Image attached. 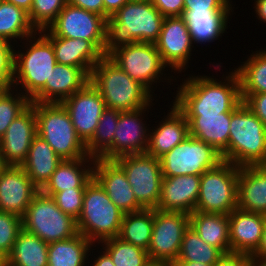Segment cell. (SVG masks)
I'll return each mask as SVG.
<instances>
[{
	"instance_id": "32",
	"label": "cell",
	"mask_w": 266,
	"mask_h": 266,
	"mask_svg": "<svg viewBox=\"0 0 266 266\" xmlns=\"http://www.w3.org/2000/svg\"><path fill=\"white\" fill-rule=\"evenodd\" d=\"M96 244L78 233L70 239L48 244V266H85ZM90 254L88 255V253Z\"/></svg>"
},
{
	"instance_id": "31",
	"label": "cell",
	"mask_w": 266,
	"mask_h": 266,
	"mask_svg": "<svg viewBox=\"0 0 266 266\" xmlns=\"http://www.w3.org/2000/svg\"><path fill=\"white\" fill-rule=\"evenodd\" d=\"M190 226L201 239L223 254L231 252L228 215L194 211L190 214Z\"/></svg>"
},
{
	"instance_id": "2",
	"label": "cell",
	"mask_w": 266,
	"mask_h": 266,
	"mask_svg": "<svg viewBox=\"0 0 266 266\" xmlns=\"http://www.w3.org/2000/svg\"><path fill=\"white\" fill-rule=\"evenodd\" d=\"M164 18L151 0H129L106 19L104 55L137 42L155 44Z\"/></svg>"
},
{
	"instance_id": "13",
	"label": "cell",
	"mask_w": 266,
	"mask_h": 266,
	"mask_svg": "<svg viewBox=\"0 0 266 266\" xmlns=\"http://www.w3.org/2000/svg\"><path fill=\"white\" fill-rule=\"evenodd\" d=\"M190 214L153 209V230L148 255L152 263H171L179 256Z\"/></svg>"
},
{
	"instance_id": "40",
	"label": "cell",
	"mask_w": 266,
	"mask_h": 266,
	"mask_svg": "<svg viewBox=\"0 0 266 266\" xmlns=\"http://www.w3.org/2000/svg\"><path fill=\"white\" fill-rule=\"evenodd\" d=\"M30 104L31 101L17 89L0 90V139L12 121Z\"/></svg>"
},
{
	"instance_id": "10",
	"label": "cell",
	"mask_w": 266,
	"mask_h": 266,
	"mask_svg": "<svg viewBox=\"0 0 266 266\" xmlns=\"http://www.w3.org/2000/svg\"><path fill=\"white\" fill-rule=\"evenodd\" d=\"M109 57L133 80L140 82L152 94L155 91L153 89H156L153 88L155 87L154 83L168 82L171 85V81L176 80L172 74L169 76V72L165 73L167 66L163 63L160 53L153 43L137 42L122 46L114 50Z\"/></svg>"
},
{
	"instance_id": "1",
	"label": "cell",
	"mask_w": 266,
	"mask_h": 266,
	"mask_svg": "<svg viewBox=\"0 0 266 266\" xmlns=\"http://www.w3.org/2000/svg\"><path fill=\"white\" fill-rule=\"evenodd\" d=\"M224 75L220 77L222 80L213 78L210 74L187 76L176 87L178 90L173 104L183 115H218L232 112L243 102L240 80L235 70Z\"/></svg>"
},
{
	"instance_id": "26",
	"label": "cell",
	"mask_w": 266,
	"mask_h": 266,
	"mask_svg": "<svg viewBox=\"0 0 266 266\" xmlns=\"http://www.w3.org/2000/svg\"><path fill=\"white\" fill-rule=\"evenodd\" d=\"M191 137L202 140L221 153L223 161L228 162V142L231 112L218 115H184Z\"/></svg>"
},
{
	"instance_id": "55",
	"label": "cell",
	"mask_w": 266,
	"mask_h": 266,
	"mask_svg": "<svg viewBox=\"0 0 266 266\" xmlns=\"http://www.w3.org/2000/svg\"><path fill=\"white\" fill-rule=\"evenodd\" d=\"M170 266H213V265H207V264H202V263H197V262H188V261H183L180 259H176L170 263Z\"/></svg>"
},
{
	"instance_id": "8",
	"label": "cell",
	"mask_w": 266,
	"mask_h": 266,
	"mask_svg": "<svg viewBox=\"0 0 266 266\" xmlns=\"http://www.w3.org/2000/svg\"><path fill=\"white\" fill-rule=\"evenodd\" d=\"M22 228L46 243L63 241L78 234L76 220L64 213L55 200L39 191L22 217Z\"/></svg>"
},
{
	"instance_id": "20",
	"label": "cell",
	"mask_w": 266,
	"mask_h": 266,
	"mask_svg": "<svg viewBox=\"0 0 266 266\" xmlns=\"http://www.w3.org/2000/svg\"><path fill=\"white\" fill-rule=\"evenodd\" d=\"M39 191L22 167L8 166L0 174V211L22 218Z\"/></svg>"
},
{
	"instance_id": "27",
	"label": "cell",
	"mask_w": 266,
	"mask_h": 266,
	"mask_svg": "<svg viewBox=\"0 0 266 266\" xmlns=\"http://www.w3.org/2000/svg\"><path fill=\"white\" fill-rule=\"evenodd\" d=\"M237 207L266 215V165L239 167Z\"/></svg>"
},
{
	"instance_id": "24",
	"label": "cell",
	"mask_w": 266,
	"mask_h": 266,
	"mask_svg": "<svg viewBox=\"0 0 266 266\" xmlns=\"http://www.w3.org/2000/svg\"><path fill=\"white\" fill-rule=\"evenodd\" d=\"M90 81V76L82 69L56 63L45 87L31 100L38 103H61L82 89Z\"/></svg>"
},
{
	"instance_id": "57",
	"label": "cell",
	"mask_w": 266,
	"mask_h": 266,
	"mask_svg": "<svg viewBox=\"0 0 266 266\" xmlns=\"http://www.w3.org/2000/svg\"><path fill=\"white\" fill-rule=\"evenodd\" d=\"M8 167L0 151V174Z\"/></svg>"
},
{
	"instance_id": "48",
	"label": "cell",
	"mask_w": 266,
	"mask_h": 266,
	"mask_svg": "<svg viewBox=\"0 0 266 266\" xmlns=\"http://www.w3.org/2000/svg\"><path fill=\"white\" fill-rule=\"evenodd\" d=\"M251 260L249 254L229 252L224 253L213 266H251Z\"/></svg>"
},
{
	"instance_id": "49",
	"label": "cell",
	"mask_w": 266,
	"mask_h": 266,
	"mask_svg": "<svg viewBox=\"0 0 266 266\" xmlns=\"http://www.w3.org/2000/svg\"><path fill=\"white\" fill-rule=\"evenodd\" d=\"M67 3L104 17L103 0H67Z\"/></svg>"
},
{
	"instance_id": "14",
	"label": "cell",
	"mask_w": 266,
	"mask_h": 266,
	"mask_svg": "<svg viewBox=\"0 0 266 266\" xmlns=\"http://www.w3.org/2000/svg\"><path fill=\"white\" fill-rule=\"evenodd\" d=\"M47 29L54 36L88 40L104 55L106 19L99 14L67 3Z\"/></svg>"
},
{
	"instance_id": "15",
	"label": "cell",
	"mask_w": 266,
	"mask_h": 266,
	"mask_svg": "<svg viewBox=\"0 0 266 266\" xmlns=\"http://www.w3.org/2000/svg\"><path fill=\"white\" fill-rule=\"evenodd\" d=\"M151 106L120 112L113 144L99 158L115 160L123 155L145 153L148 146L150 125H146L147 121L145 122L144 117L146 116L148 119L146 111L149 113Z\"/></svg>"
},
{
	"instance_id": "39",
	"label": "cell",
	"mask_w": 266,
	"mask_h": 266,
	"mask_svg": "<svg viewBox=\"0 0 266 266\" xmlns=\"http://www.w3.org/2000/svg\"><path fill=\"white\" fill-rule=\"evenodd\" d=\"M120 111L105 108L93 137L85 144L89 156L99 158L112 144Z\"/></svg>"
},
{
	"instance_id": "17",
	"label": "cell",
	"mask_w": 266,
	"mask_h": 266,
	"mask_svg": "<svg viewBox=\"0 0 266 266\" xmlns=\"http://www.w3.org/2000/svg\"><path fill=\"white\" fill-rule=\"evenodd\" d=\"M61 103L68 111L78 137L86 144L93 137L106 108L101 94L89 81Z\"/></svg>"
},
{
	"instance_id": "12",
	"label": "cell",
	"mask_w": 266,
	"mask_h": 266,
	"mask_svg": "<svg viewBox=\"0 0 266 266\" xmlns=\"http://www.w3.org/2000/svg\"><path fill=\"white\" fill-rule=\"evenodd\" d=\"M222 161L221 153L214 147L191 136L160 158L163 177L201 176Z\"/></svg>"
},
{
	"instance_id": "4",
	"label": "cell",
	"mask_w": 266,
	"mask_h": 266,
	"mask_svg": "<svg viewBox=\"0 0 266 266\" xmlns=\"http://www.w3.org/2000/svg\"><path fill=\"white\" fill-rule=\"evenodd\" d=\"M22 44L26 50L14 47L12 87L31 101L45 87L57 62L52 42L41 31Z\"/></svg>"
},
{
	"instance_id": "19",
	"label": "cell",
	"mask_w": 266,
	"mask_h": 266,
	"mask_svg": "<svg viewBox=\"0 0 266 266\" xmlns=\"http://www.w3.org/2000/svg\"><path fill=\"white\" fill-rule=\"evenodd\" d=\"M93 178L124 214L144 209L137 202L124 170L114 160L95 158Z\"/></svg>"
},
{
	"instance_id": "35",
	"label": "cell",
	"mask_w": 266,
	"mask_h": 266,
	"mask_svg": "<svg viewBox=\"0 0 266 266\" xmlns=\"http://www.w3.org/2000/svg\"><path fill=\"white\" fill-rule=\"evenodd\" d=\"M153 230V209L123 215L118 238L148 251Z\"/></svg>"
},
{
	"instance_id": "5",
	"label": "cell",
	"mask_w": 266,
	"mask_h": 266,
	"mask_svg": "<svg viewBox=\"0 0 266 266\" xmlns=\"http://www.w3.org/2000/svg\"><path fill=\"white\" fill-rule=\"evenodd\" d=\"M228 162L238 167L266 165V126L244 102L231 112Z\"/></svg>"
},
{
	"instance_id": "38",
	"label": "cell",
	"mask_w": 266,
	"mask_h": 266,
	"mask_svg": "<svg viewBox=\"0 0 266 266\" xmlns=\"http://www.w3.org/2000/svg\"><path fill=\"white\" fill-rule=\"evenodd\" d=\"M222 255L223 253L218 248L201 239L191 226L186 229L178 259L214 265Z\"/></svg>"
},
{
	"instance_id": "25",
	"label": "cell",
	"mask_w": 266,
	"mask_h": 266,
	"mask_svg": "<svg viewBox=\"0 0 266 266\" xmlns=\"http://www.w3.org/2000/svg\"><path fill=\"white\" fill-rule=\"evenodd\" d=\"M41 32L52 42L57 63L82 68L89 76L104 56L88 40L54 36L47 28Z\"/></svg>"
},
{
	"instance_id": "22",
	"label": "cell",
	"mask_w": 266,
	"mask_h": 266,
	"mask_svg": "<svg viewBox=\"0 0 266 266\" xmlns=\"http://www.w3.org/2000/svg\"><path fill=\"white\" fill-rule=\"evenodd\" d=\"M265 216L235 208L229 215L231 252L252 255L261 242Z\"/></svg>"
},
{
	"instance_id": "37",
	"label": "cell",
	"mask_w": 266,
	"mask_h": 266,
	"mask_svg": "<svg viewBox=\"0 0 266 266\" xmlns=\"http://www.w3.org/2000/svg\"><path fill=\"white\" fill-rule=\"evenodd\" d=\"M112 259L115 266H149L152 264L148 252L141 247L121 240L109 238L98 243Z\"/></svg>"
},
{
	"instance_id": "11",
	"label": "cell",
	"mask_w": 266,
	"mask_h": 266,
	"mask_svg": "<svg viewBox=\"0 0 266 266\" xmlns=\"http://www.w3.org/2000/svg\"><path fill=\"white\" fill-rule=\"evenodd\" d=\"M114 161L124 170L137 202L144 209H157L163 178L160 159L143 153L123 155Z\"/></svg>"
},
{
	"instance_id": "30",
	"label": "cell",
	"mask_w": 266,
	"mask_h": 266,
	"mask_svg": "<svg viewBox=\"0 0 266 266\" xmlns=\"http://www.w3.org/2000/svg\"><path fill=\"white\" fill-rule=\"evenodd\" d=\"M61 161L62 159L51 146L39 135H36L29 148L27 158L21 167L34 185L41 190Z\"/></svg>"
},
{
	"instance_id": "47",
	"label": "cell",
	"mask_w": 266,
	"mask_h": 266,
	"mask_svg": "<svg viewBox=\"0 0 266 266\" xmlns=\"http://www.w3.org/2000/svg\"><path fill=\"white\" fill-rule=\"evenodd\" d=\"M164 17L183 16L185 0H151Z\"/></svg>"
},
{
	"instance_id": "52",
	"label": "cell",
	"mask_w": 266,
	"mask_h": 266,
	"mask_svg": "<svg viewBox=\"0 0 266 266\" xmlns=\"http://www.w3.org/2000/svg\"><path fill=\"white\" fill-rule=\"evenodd\" d=\"M100 255H98L95 259L91 257V264L90 266H115L112 262L111 257L103 250L99 252Z\"/></svg>"
},
{
	"instance_id": "3",
	"label": "cell",
	"mask_w": 266,
	"mask_h": 266,
	"mask_svg": "<svg viewBox=\"0 0 266 266\" xmlns=\"http://www.w3.org/2000/svg\"><path fill=\"white\" fill-rule=\"evenodd\" d=\"M90 82L101 94L105 107L120 112L155 105L153 94L133 80L109 56H103L90 74Z\"/></svg>"
},
{
	"instance_id": "28",
	"label": "cell",
	"mask_w": 266,
	"mask_h": 266,
	"mask_svg": "<svg viewBox=\"0 0 266 266\" xmlns=\"http://www.w3.org/2000/svg\"><path fill=\"white\" fill-rule=\"evenodd\" d=\"M94 163V157L62 160L40 191L52 197L55 193L63 190L86 188L87 184L93 179Z\"/></svg>"
},
{
	"instance_id": "42",
	"label": "cell",
	"mask_w": 266,
	"mask_h": 266,
	"mask_svg": "<svg viewBox=\"0 0 266 266\" xmlns=\"http://www.w3.org/2000/svg\"><path fill=\"white\" fill-rule=\"evenodd\" d=\"M22 218L16 214L0 211V254L6 259L12 250L19 231Z\"/></svg>"
},
{
	"instance_id": "29",
	"label": "cell",
	"mask_w": 266,
	"mask_h": 266,
	"mask_svg": "<svg viewBox=\"0 0 266 266\" xmlns=\"http://www.w3.org/2000/svg\"><path fill=\"white\" fill-rule=\"evenodd\" d=\"M232 12V13H231ZM234 10H185L183 18L188 25L193 44H204L219 40L225 33L229 16Z\"/></svg>"
},
{
	"instance_id": "44",
	"label": "cell",
	"mask_w": 266,
	"mask_h": 266,
	"mask_svg": "<svg viewBox=\"0 0 266 266\" xmlns=\"http://www.w3.org/2000/svg\"><path fill=\"white\" fill-rule=\"evenodd\" d=\"M14 45L0 39V90L12 87Z\"/></svg>"
},
{
	"instance_id": "36",
	"label": "cell",
	"mask_w": 266,
	"mask_h": 266,
	"mask_svg": "<svg viewBox=\"0 0 266 266\" xmlns=\"http://www.w3.org/2000/svg\"><path fill=\"white\" fill-rule=\"evenodd\" d=\"M254 52L234 68L239 76L241 94L266 93V48Z\"/></svg>"
},
{
	"instance_id": "54",
	"label": "cell",
	"mask_w": 266,
	"mask_h": 266,
	"mask_svg": "<svg viewBox=\"0 0 266 266\" xmlns=\"http://www.w3.org/2000/svg\"><path fill=\"white\" fill-rule=\"evenodd\" d=\"M4 1L12 3L17 7L24 9L28 13L32 8V3H33V0H4Z\"/></svg>"
},
{
	"instance_id": "18",
	"label": "cell",
	"mask_w": 266,
	"mask_h": 266,
	"mask_svg": "<svg viewBox=\"0 0 266 266\" xmlns=\"http://www.w3.org/2000/svg\"><path fill=\"white\" fill-rule=\"evenodd\" d=\"M37 135L35 102L12 121L0 139V151L8 166H19L27 158L29 148Z\"/></svg>"
},
{
	"instance_id": "51",
	"label": "cell",
	"mask_w": 266,
	"mask_h": 266,
	"mask_svg": "<svg viewBox=\"0 0 266 266\" xmlns=\"http://www.w3.org/2000/svg\"><path fill=\"white\" fill-rule=\"evenodd\" d=\"M252 258L266 259V216L261 242L257 250L251 255Z\"/></svg>"
},
{
	"instance_id": "59",
	"label": "cell",
	"mask_w": 266,
	"mask_h": 266,
	"mask_svg": "<svg viewBox=\"0 0 266 266\" xmlns=\"http://www.w3.org/2000/svg\"><path fill=\"white\" fill-rule=\"evenodd\" d=\"M0 266H5V258L0 254Z\"/></svg>"
},
{
	"instance_id": "7",
	"label": "cell",
	"mask_w": 266,
	"mask_h": 266,
	"mask_svg": "<svg viewBox=\"0 0 266 266\" xmlns=\"http://www.w3.org/2000/svg\"><path fill=\"white\" fill-rule=\"evenodd\" d=\"M37 135L43 138L62 160L91 157L78 137L70 115L62 103L35 102Z\"/></svg>"
},
{
	"instance_id": "41",
	"label": "cell",
	"mask_w": 266,
	"mask_h": 266,
	"mask_svg": "<svg viewBox=\"0 0 266 266\" xmlns=\"http://www.w3.org/2000/svg\"><path fill=\"white\" fill-rule=\"evenodd\" d=\"M66 4L67 0H33L29 20L37 31L46 29Z\"/></svg>"
},
{
	"instance_id": "23",
	"label": "cell",
	"mask_w": 266,
	"mask_h": 266,
	"mask_svg": "<svg viewBox=\"0 0 266 266\" xmlns=\"http://www.w3.org/2000/svg\"><path fill=\"white\" fill-rule=\"evenodd\" d=\"M168 113L153 129H150L146 154L161 158L176 145L184 141L189 134V125L185 116L172 103ZM170 111V112H169ZM166 117V118H165Z\"/></svg>"
},
{
	"instance_id": "50",
	"label": "cell",
	"mask_w": 266,
	"mask_h": 266,
	"mask_svg": "<svg viewBox=\"0 0 266 266\" xmlns=\"http://www.w3.org/2000/svg\"><path fill=\"white\" fill-rule=\"evenodd\" d=\"M129 0H103L104 18L107 19L119 10Z\"/></svg>"
},
{
	"instance_id": "6",
	"label": "cell",
	"mask_w": 266,
	"mask_h": 266,
	"mask_svg": "<svg viewBox=\"0 0 266 266\" xmlns=\"http://www.w3.org/2000/svg\"><path fill=\"white\" fill-rule=\"evenodd\" d=\"M123 215L93 178L87 184L83 195L82 211L76 221L78 233L94 244L117 237Z\"/></svg>"
},
{
	"instance_id": "46",
	"label": "cell",
	"mask_w": 266,
	"mask_h": 266,
	"mask_svg": "<svg viewBox=\"0 0 266 266\" xmlns=\"http://www.w3.org/2000/svg\"><path fill=\"white\" fill-rule=\"evenodd\" d=\"M242 101L266 126V93L241 94Z\"/></svg>"
},
{
	"instance_id": "34",
	"label": "cell",
	"mask_w": 266,
	"mask_h": 266,
	"mask_svg": "<svg viewBox=\"0 0 266 266\" xmlns=\"http://www.w3.org/2000/svg\"><path fill=\"white\" fill-rule=\"evenodd\" d=\"M35 33L37 30L31 24L28 12L6 1L0 4V39L20 48L18 41H23Z\"/></svg>"
},
{
	"instance_id": "58",
	"label": "cell",
	"mask_w": 266,
	"mask_h": 266,
	"mask_svg": "<svg viewBox=\"0 0 266 266\" xmlns=\"http://www.w3.org/2000/svg\"><path fill=\"white\" fill-rule=\"evenodd\" d=\"M149 266H170L169 263H152Z\"/></svg>"
},
{
	"instance_id": "9",
	"label": "cell",
	"mask_w": 266,
	"mask_h": 266,
	"mask_svg": "<svg viewBox=\"0 0 266 266\" xmlns=\"http://www.w3.org/2000/svg\"><path fill=\"white\" fill-rule=\"evenodd\" d=\"M239 167L222 161L201 175L195 211L229 215L237 208Z\"/></svg>"
},
{
	"instance_id": "56",
	"label": "cell",
	"mask_w": 266,
	"mask_h": 266,
	"mask_svg": "<svg viewBox=\"0 0 266 266\" xmlns=\"http://www.w3.org/2000/svg\"><path fill=\"white\" fill-rule=\"evenodd\" d=\"M251 266H266V259L252 258Z\"/></svg>"
},
{
	"instance_id": "33",
	"label": "cell",
	"mask_w": 266,
	"mask_h": 266,
	"mask_svg": "<svg viewBox=\"0 0 266 266\" xmlns=\"http://www.w3.org/2000/svg\"><path fill=\"white\" fill-rule=\"evenodd\" d=\"M5 266H48V243L22 228Z\"/></svg>"
},
{
	"instance_id": "16",
	"label": "cell",
	"mask_w": 266,
	"mask_h": 266,
	"mask_svg": "<svg viewBox=\"0 0 266 266\" xmlns=\"http://www.w3.org/2000/svg\"><path fill=\"white\" fill-rule=\"evenodd\" d=\"M155 45L163 63L171 69L170 73L179 74L187 70L194 45L188 25L182 16L164 18Z\"/></svg>"
},
{
	"instance_id": "21",
	"label": "cell",
	"mask_w": 266,
	"mask_h": 266,
	"mask_svg": "<svg viewBox=\"0 0 266 266\" xmlns=\"http://www.w3.org/2000/svg\"><path fill=\"white\" fill-rule=\"evenodd\" d=\"M201 176L163 177L157 209L191 214L196 209Z\"/></svg>"
},
{
	"instance_id": "53",
	"label": "cell",
	"mask_w": 266,
	"mask_h": 266,
	"mask_svg": "<svg viewBox=\"0 0 266 266\" xmlns=\"http://www.w3.org/2000/svg\"><path fill=\"white\" fill-rule=\"evenodd\" d=\"M253 8H255V14L258 20L261 23H266V0H255Z\"/></svg>"
},
{
	"instance_id": "43",
	"label": "cell",
	"mask_w": 266,
	"mask_h": 266,
	"mask_svg": "<svg viewBox=\"0 0 266 266\" xmlns=\"http://www.w3.org/2000/svg\"><path fill=\"white\" fill-rule=\"evenodd\" d=\"M84 192L85 188H72L57 192L52 198L64 213L77 221L83 207Z\"/></svg>"
},
{
	"instance_id": "45",
	"label": "cell",
	"mask_w": 266,
	"mask_h": 266,
	"mask_svg": "<svg viewBox=\"0 0 266 266\" xmlns=\"http://www.w3.org/2000/svg\"><path fill=\"white\" fill-rule=\"evenodd\" d=\"M231 0H185V10H234Z\"/></svg>"
}]
</instances>
